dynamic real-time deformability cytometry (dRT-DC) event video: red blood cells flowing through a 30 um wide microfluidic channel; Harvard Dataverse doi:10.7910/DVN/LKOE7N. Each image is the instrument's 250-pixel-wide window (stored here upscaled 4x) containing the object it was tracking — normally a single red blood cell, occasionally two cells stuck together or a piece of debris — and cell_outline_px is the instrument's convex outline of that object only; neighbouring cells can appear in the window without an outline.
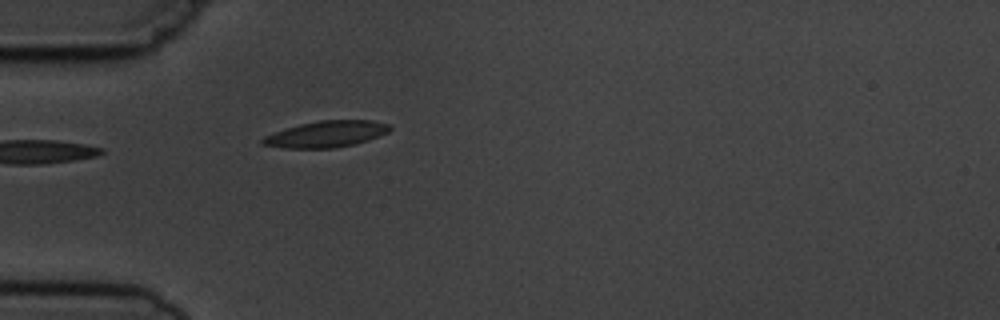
{"species": "common noctule bat (a hibernating species)", "species_latin": "Nyctalus noctula", "temperature_condition": "cold", "stored_images_in_passage": 5, "camera_frame_rate_fps": 3000, "um_per_image_px": 0.085, "animal": {"sex": "male", "body_mass_g": 19.5, "forearm_length_mm": 54.6}, "frame": {"image": 1, "passage_image": 5, "time_ms": 5.333, "image_size_px": [1000, 320], "cell_outline_px": [[392, 128], [388, 132], [368, 140], [356, 144], [336, 148], [288, 148], [260, 144], [260, 140], [264, 136], [300, 124], [320, 120], [372, 120], [388, 124]], "centroid_in_image_um": [27.75, 11.4], "position_along_channel_um": 57.2, "area_um2": 19.42}}